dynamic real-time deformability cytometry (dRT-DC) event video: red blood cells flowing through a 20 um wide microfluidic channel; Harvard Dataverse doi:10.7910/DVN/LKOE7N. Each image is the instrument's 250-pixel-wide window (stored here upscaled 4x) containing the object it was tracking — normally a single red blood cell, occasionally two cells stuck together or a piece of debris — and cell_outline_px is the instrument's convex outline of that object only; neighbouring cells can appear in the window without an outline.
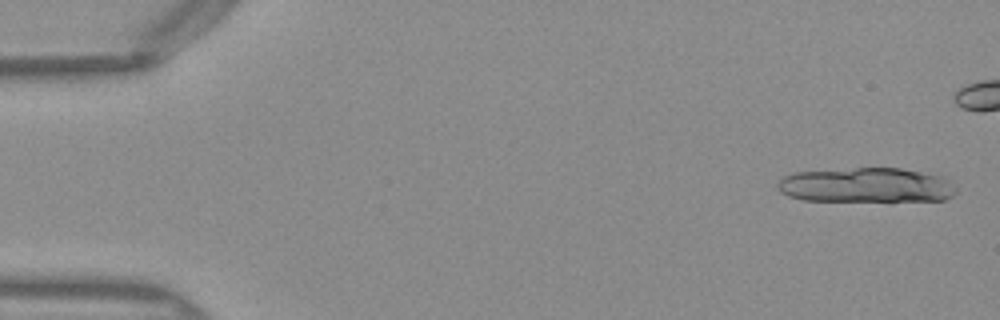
{"species": "Egyptian fruit bat (a non-hibernating species)", "species_latin": "Rousettus aegyptiacus", "temperature_condition": "warm", "stored_images_in_passage": 11, "camera_frame_rate_fps": 3000, "um_per_image_px": 0.085, "frame": {"image": 1, "passage_image": 1, "time_ms": 0.0, "image_size_px": [1000, 320], "cell_outline_px": [[956, 192], [952, 196], [944, 200], [804, 200], [788, 196], [780, 192], [776, 188], [776, 184], [784, 176], [796, 172], [856, 168], [900, 168], [940, 176], [948, 180], [956, 188]], "centroid_in_image_um": [73.6, 15.74], "position_along_channel_um": 11.4, "area_um2": 35.72}}